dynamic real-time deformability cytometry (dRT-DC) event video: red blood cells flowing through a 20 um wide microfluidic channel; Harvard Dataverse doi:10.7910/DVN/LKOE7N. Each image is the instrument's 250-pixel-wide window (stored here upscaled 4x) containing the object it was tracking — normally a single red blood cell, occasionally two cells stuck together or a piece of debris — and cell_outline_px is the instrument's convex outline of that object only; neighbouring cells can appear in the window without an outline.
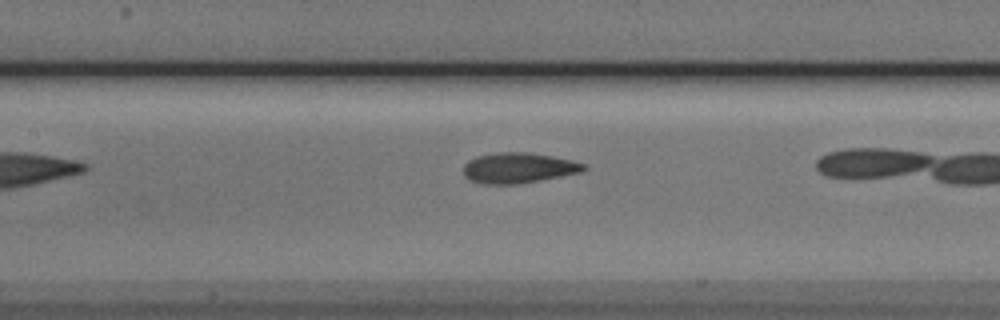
{"species": "Egyptian fruit bat (a non-hibernating species)", "species_latin": "Rousettus aegyptiacus", "temperature_condition": "cold", "stored_images_in_passage": 25, "camera_frame_rate_fps": 3000, "um_per_image_px": 0.085, "animal": {"sex": "male"}, "frame": {"image": 1, "passage_image": 11, "time_ms": 3.333, "image_size_px": [1000, 320], "cell_outline_px": [[588, 168], [580, 172], [560, 176], [516, 184], [484, 184], [468, 180], [464, 176], [464, 164], [468, 160], [476, 156], [496, 152], [528, 152], [552, 156], [572, 160], [584, 164]], "centroid_in_image_um": [44.02, 14.26], "position_along_channel_um": 163.4, "area_um2": 21.33}}